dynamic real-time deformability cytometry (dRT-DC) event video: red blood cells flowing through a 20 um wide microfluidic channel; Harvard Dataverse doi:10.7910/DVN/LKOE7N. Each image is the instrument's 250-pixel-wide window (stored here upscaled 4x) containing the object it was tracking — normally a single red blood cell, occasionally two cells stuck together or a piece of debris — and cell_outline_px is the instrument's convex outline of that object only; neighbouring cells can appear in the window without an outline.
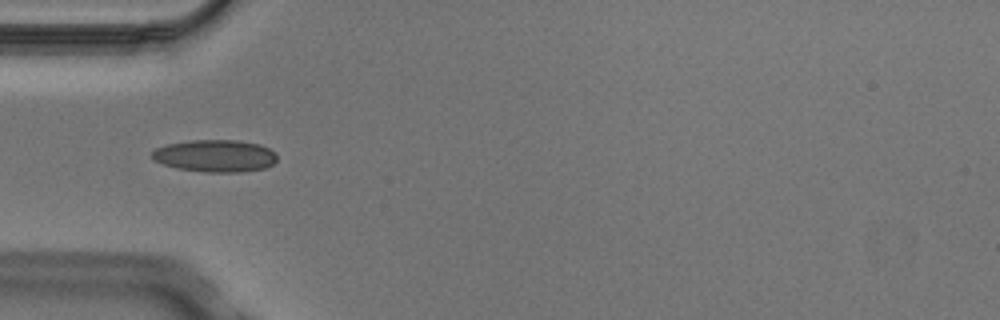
{"species": "Egyptian fruit bat (a non-hibernating species)", "species_latin": "Rousettus aegyptiacus", "temperature_condition": "cold", "stored_images_in_passage": 5, "camera_frame_rate_fps": 3000, "um_per_image_px": 0.085, "animal": {"sex": "male"}, "frame": {"image": 1, "passage_image": 2, "time_ms": 0.333, "image_size_px": [1000, 320], "cell_outline_px": [[276, 160], [272, 164], [264, 168], [240, 172], [204, 172], [176, 168], [152, 160], [152, 152], [156, 148], [168, 144], [188, 140], [236, 140], [260, 144], [276, 152]], "centroid_in_image_um": [18.28, 13.24], "position_along_channel_um": 66.7, "area_um2": 23.52}}
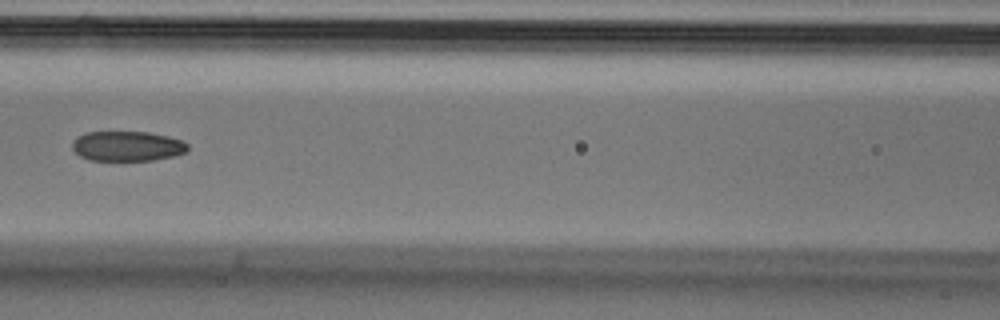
{"frame": {"image": 2, "passage_image": 4, "time_ms": 1.0, "image_size_px": [1000, 320], "cell_outline_px": [[188, 152], [172, 156], [152, 160], [88, 160], [80, 156], [72, 148], [72, 140], [76, 136], [84, 132], [148, 132], [168, 136], [180, 140], [188, 144]], "centroid_in_image_um": [10.79, 12.41], "position_along_channel_um": 155.8, "area_um2": 20.23}}
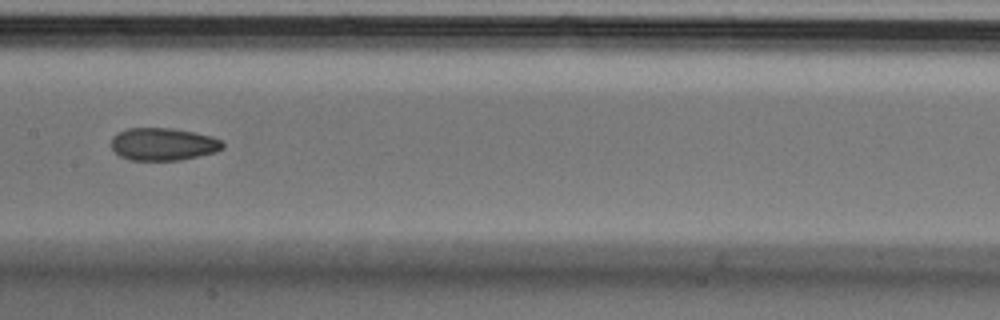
{"frame": {"image": 3, "passage_image": 5, "time_ms": 1.333, "image_size_px": [1000, 320], "cell_outline_px": [[224, 148], [216, 152], [180, 160], [128, 160], [120, 156], [112, 148], [112, 136], [116, 132], [128, 128], [172, 128], [212, 136], [220, 140], [224, 144]], "centroid_in_image_um": [13.86, 12.25], "position_along_channel_um": 193.5, "area_um2": 21.21}}